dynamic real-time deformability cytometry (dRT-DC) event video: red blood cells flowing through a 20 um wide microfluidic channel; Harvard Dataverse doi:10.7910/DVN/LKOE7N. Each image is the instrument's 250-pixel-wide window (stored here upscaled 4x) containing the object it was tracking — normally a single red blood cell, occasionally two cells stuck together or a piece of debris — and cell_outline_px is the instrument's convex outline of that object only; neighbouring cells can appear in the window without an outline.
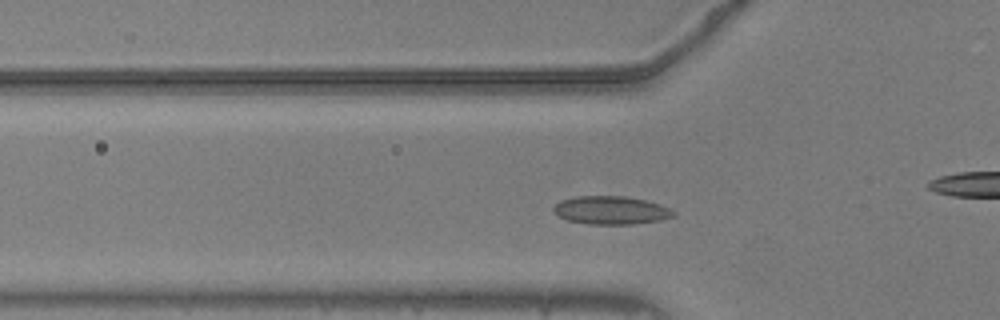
{"species": "common noctule bat (a hibernating species)", "species_latin": "Nyctalus noctula", "temperature_condition": "warm", "stored_images_in_passage": 41, "camera_frame_rate_fps": 3000, "um_per_image_px": 0.085, "animal": {"sex": "male", "body_mass_g": 20.5, "forearm_length_mm": 52.5}, "frame": {"image": 1, "passage_image": 3, "time_ms": 0.667, "image_size_px": [1000, 320], "cell_outline_px": [[676, 212], [672, 216], [660, 220], [632, 224], [588, 224], [568, 220], [556, 216], [552, 208], [560, 200], [576, 196], [624, 196], [644, 200], [660, 204]], "centroid_in_image_um": [51.88, 17.87], "position_along_channel_um": 73.9, "area_um2": 19.65}}
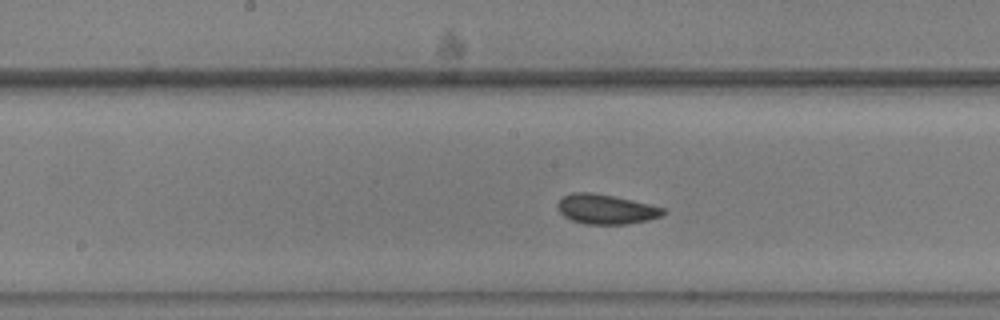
{"frame": {"image": 2, "passage_image": 13, "time_ms": 4.0, "image_size_px": [1000, 320], "cell_outline_px": [[668, 212], [660, 216], [648, 220], [624, 224], [584, 224], [572, 220], [564, 216], [556, 208], [556, 204], [564, 196], [572, 192], [592, 192], [632, 200], [664, 208]], "centroid_in_image_um": [51.48, 17.78], "position_along_channel_um": 196.7, "area_um2": 18.21}}
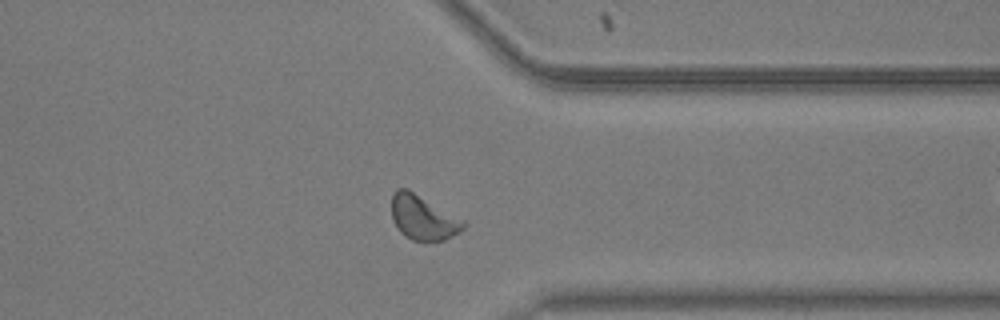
{"frame": {"image": 3, "passage_image": 28, "time_ms": 9.0, "image_size_px": [1000, 320], "cell_outline_px": [[468, 224], [460, 232], [444, 240], [412, 240], [404, 236], [400, 232], [392, 220], [392, 192], [396, 188], [408, 188], [464, 220]], "centroid_in_image_um": [35.95, 18.48], "position_along_channel_um": 375.4, "area_um2": 18.79}, "authors_computed_cell_mechanics": {"area_um2": 18.1492, "velocity_mm_per_s": 3.6619, "shape_relaxation_time_tau1_ms": 3.4158, "shape_relaxation_time_tau2_ms": 1.6617, "deformation_change_tau1": 0.0687, "deformation_change_tau2": 0.0595}}